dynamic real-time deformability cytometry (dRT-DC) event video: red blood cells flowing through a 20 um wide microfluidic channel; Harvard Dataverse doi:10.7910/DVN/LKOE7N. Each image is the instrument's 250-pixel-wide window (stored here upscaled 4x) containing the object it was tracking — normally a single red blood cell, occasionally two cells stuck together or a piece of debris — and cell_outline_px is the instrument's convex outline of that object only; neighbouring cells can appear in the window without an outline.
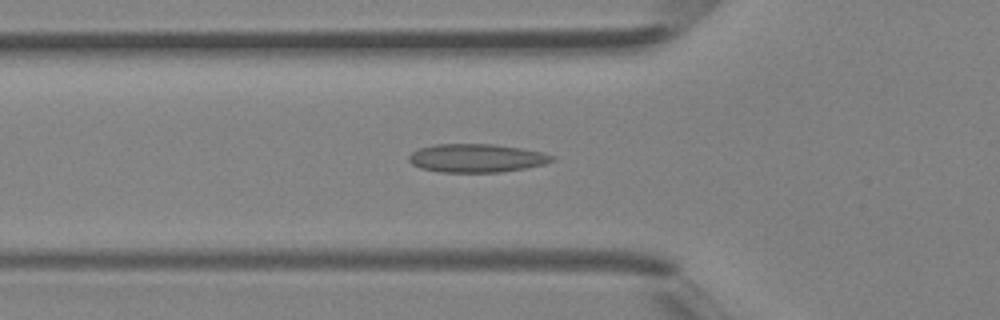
{"species": "Egyptian fruit bat (a non-hibernating species)", "species_latin": "Rousettus aegyptiacus", "temperature_condition": "room temperature", "stored_images_in_passage": 33, "camera_frame_rate_fps": 3000, "um_per_image_px": 0.085, "animal": {"sex": "female"}, "frame": {"image": 1, "passage_image": 7, "time_ms": 2.0, "image_size_px": [1000, 320], "cell_outline_px": [[556, 160], [544, 164], [524, 168], [500, 172], [440, 172], [420, 168], [412, 164], [408, 160], [408, 156], [412, 152], [420, 148], [432, 144], [492, 144], [520, 148], [540, 152], [556, 156]], "centroid_in_image_um": [40.49, 13.44], "position_along_channel_um": 85.3, "area_um2": 23.7}}
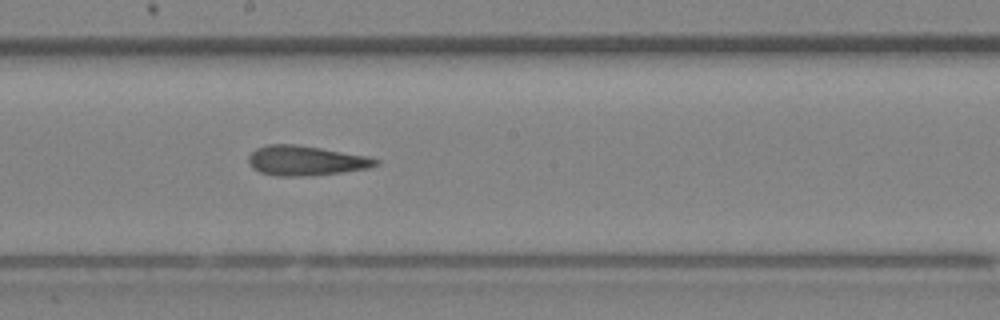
{"frame": {"image": 2, "passage_image": 15, "time_ms": 4.667, "image_size_px": [1000, 320], "cell_outline_px": [[380, 164], [368, 168], [340, 172], [300, 176], [276, 176], [260, 172], [252, 168], [248, 164], [248, 156], [256, 148], [268, 144], [296, 144], [368, 156], [380, 160]], "centroid_in_image_um": [25.96, 13.64], "position_along_channel_um": 222.2, "area_um2": 22.02}}
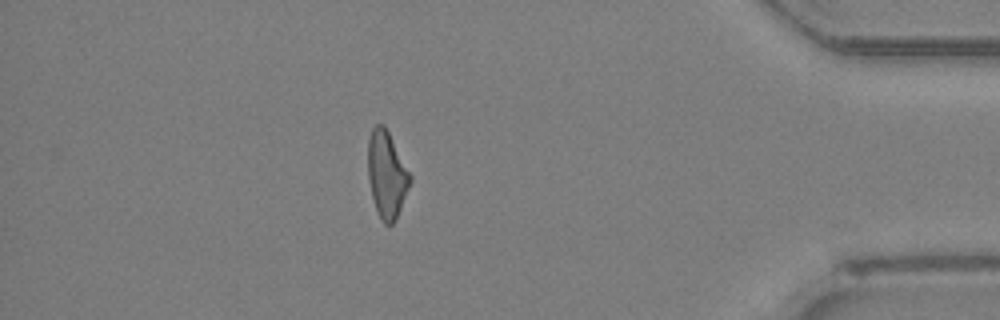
{"frame": {"image": 3, "passage_image": 28, "time_ms": 9.0, "image_size_px": [1000, 320], "cell_outline_px": [[412, 180], [396, 220], [392, 224], [384, 224], [376, 208], [372, 196], [368, 176], [368, 140], [372, 128], [376, 124], [384, 124], [412, 176]], "centroid_in_image_um": [32.88, 14.82], "position_along_channel_um": 402.3, "area_um2": 21.15}}